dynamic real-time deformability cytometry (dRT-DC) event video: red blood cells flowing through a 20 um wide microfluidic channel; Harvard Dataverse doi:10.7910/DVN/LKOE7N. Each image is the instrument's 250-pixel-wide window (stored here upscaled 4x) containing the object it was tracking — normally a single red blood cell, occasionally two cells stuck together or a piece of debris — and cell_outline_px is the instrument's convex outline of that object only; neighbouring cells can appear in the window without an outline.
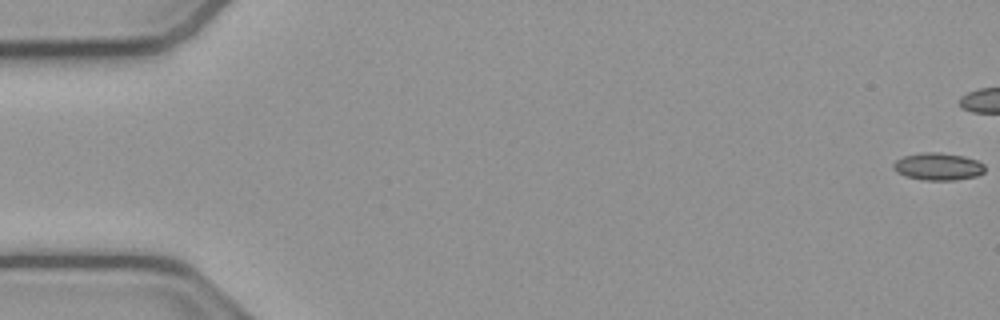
{"species": "common noctule bat (a hibernating species)", "species_latin": "Nyctalus noctula", "temperature_condition": "cold", "stored_images_in_passage": 42, "camera_frame_rate_fps": 3000, "um_per_image_px": 0.085, "animal": {"sex": "male", "body_mass_g": 23.1, "forearm_length_mm": 52.7}, "frame": {"image": 1, "passage_image": 1, "time_ms": 0.0, "image_size_px": [1000, 320], "cell_outline_px": [[984, 172], [976, 176], [956, 180], [924, 180], [908, 176], [896, 172], [892, 168], [892, 164], [896, 160], [904, 156], [920, 152], [936, 152], [964, 156], [976, 160], [984, 164]], "centroid_in_image_um": [79.72, 14.15], "position_along_channel_um": 5.3, "area_um2": 14.57}}
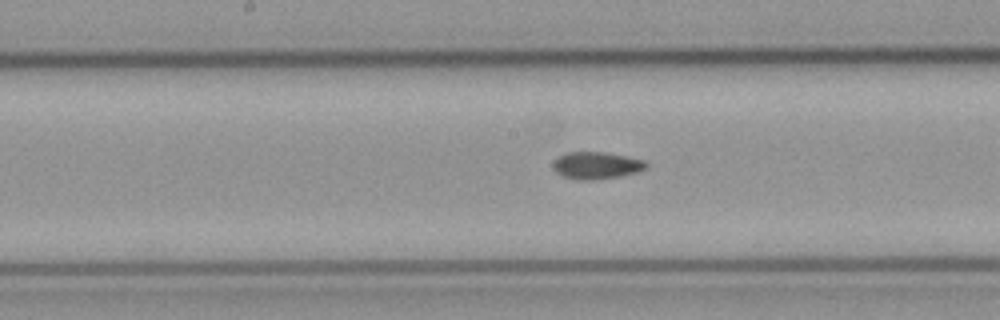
{"frame": {"image": 2, "passage_image": 28, "time_ms": 9.0, "image_size_px": [1000, 320], "cell_outline_px": [[648, 164], [644, 168], [636, 172], [620, 176], [592, 180], [576, 180], [560, 176], [552, 168], [552, 164], [560, 156], [568, 152], [604, 152], [628, 156], [644, 160]], "centroid_in_image_um": [50.66, 14.07], "position_along_channel_um": 197.5, "area_um2": 14.74}}
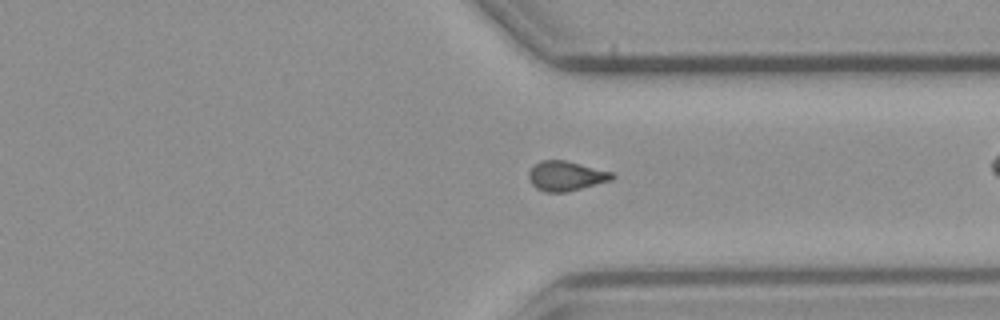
{"frame": {"image": 3, "passage_image": 41, "time_ms": 13.333, "image_size_px": [1000, 320], "cell_outline_px": [[616, 176], [612, 180], [564, 192], [544, 192], [536, 188], [528, 180], [528, 172], [540, 160], [564, 160], [612, 172]], "centroid_in_image_um": [48.08, 14.95], "position_along_channel_um": 363.3, "area_um2": 14.28}}